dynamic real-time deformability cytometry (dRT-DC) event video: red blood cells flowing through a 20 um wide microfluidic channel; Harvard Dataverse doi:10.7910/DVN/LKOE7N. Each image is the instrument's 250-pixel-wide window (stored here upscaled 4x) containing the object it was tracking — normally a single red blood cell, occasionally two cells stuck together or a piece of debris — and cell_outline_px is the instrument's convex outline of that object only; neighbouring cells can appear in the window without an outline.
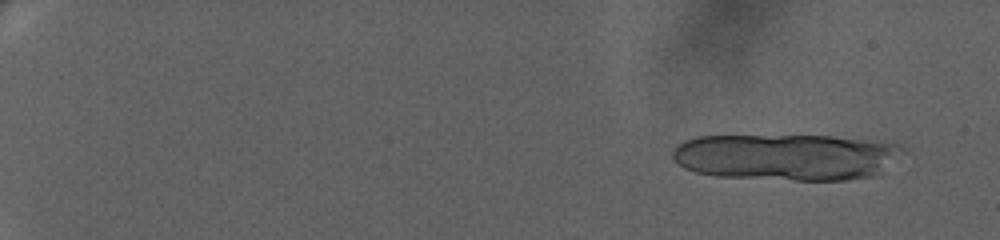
{"species": "human", "species_latin": "Homo sapiens", "temperature_condition": "warm", "stored_images_in_passage": 24, "camera_frame_rate_fps": 3000, "um_per_image_px": 0.085, "donor": {"sex": "female"}, "frame": {"image": 1, "passage_image": 5, "time_ms": 1.333, "image_size_px": [1000, 240], "cell_outline_px": [[908, 152], [876, 176], [848, 180], [792, 180], [716, 176], [696, 172], [684, 168], [672, 156], [672, 152], [684, 140], [696, 136], [832, 136], [884, 140], [900, 144], [908, 148]], "centroid_in_image_um": [67.0, 13.33], "position_along_channel_um": 18.0, "area_um2": 63.46}}